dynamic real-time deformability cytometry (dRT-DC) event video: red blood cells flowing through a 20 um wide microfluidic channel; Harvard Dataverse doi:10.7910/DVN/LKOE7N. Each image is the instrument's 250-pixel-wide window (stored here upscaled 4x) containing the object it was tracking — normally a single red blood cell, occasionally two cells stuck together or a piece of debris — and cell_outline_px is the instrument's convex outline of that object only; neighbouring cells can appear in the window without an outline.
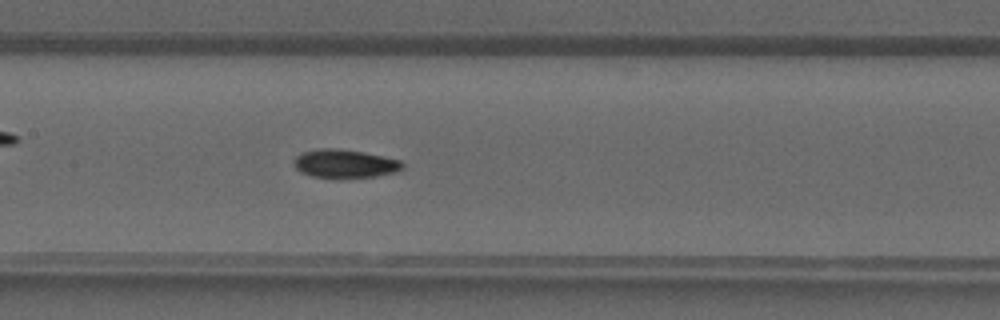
{"species": "common noctule bat (a hibernating species)", "species_latin": "Nyctalus noctula", "temperature_condition": "warm", "stored_images_in_passage": 41, "camera_frame_rate_fps": 3000, "um_per_image_px": 0.085, "animal": {"sex": "male", "forearm_length_mm": 52.5}, "frame": {"image": 1, "passage_image": 19, "time_ms": 6.0, "image_size_px": [1000, 320], "cell_outline_px": [[404, 168], [396, 172], [376, 176], [312, 176], [300, 172], [296, 168], [292, 160], [300, 152], [316, 148], [340, 148], [364, 152], [384, 156], [400, 160], [404, 164]], "centroid_in_image_um": [29.29, 13.87], "position_along_channel_um": 178.1, "area_um2": 17.86}}
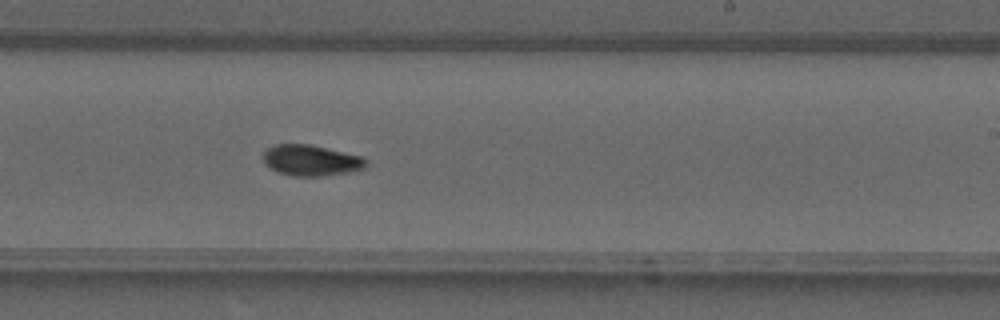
{"frame": {"image": 2, "passage_image": 24, "time_ms": 7.667, "image_size_px": [1000, 320], "cell_outline_px": [[368, 164], [364, 168], [348, 172], [320, 176], [292, 176], [276, 172], [264, 164], [264, 152], [268, 148], [276, 144], [308, 144], [360, 156], [368, 160]], "centroid_in_image_um": [26.41, 13.64], "position_along_channel_um": 262.6, "area_um2": 18.38}}
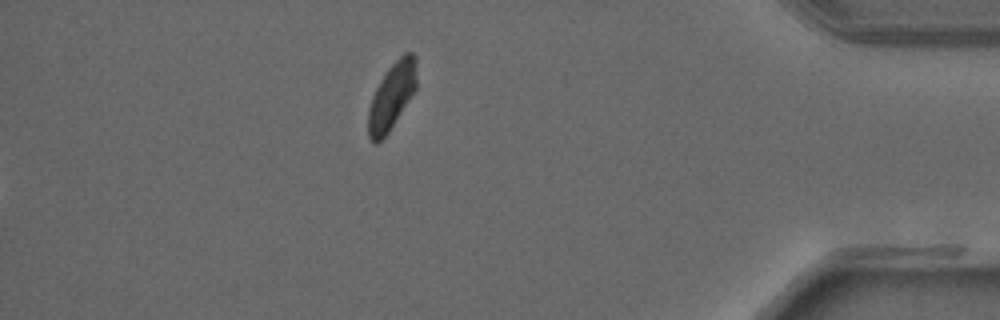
{"frame": {"image": 3, "passage_image": 41, "time_ms": 13.333, "image_size_px": [1000, 320], "cell_outline_px": [[416, 88], [388, 132], [376, 144], [368, 136], [368, 108], [372, 96], [380, 80], [388, 68], [404, 52], [412, 52], [416, 56]], "centroid_in_image_um": [33.29, 8.13], "position_along_channel_um": 401.9, "area_um2": 18.5}}